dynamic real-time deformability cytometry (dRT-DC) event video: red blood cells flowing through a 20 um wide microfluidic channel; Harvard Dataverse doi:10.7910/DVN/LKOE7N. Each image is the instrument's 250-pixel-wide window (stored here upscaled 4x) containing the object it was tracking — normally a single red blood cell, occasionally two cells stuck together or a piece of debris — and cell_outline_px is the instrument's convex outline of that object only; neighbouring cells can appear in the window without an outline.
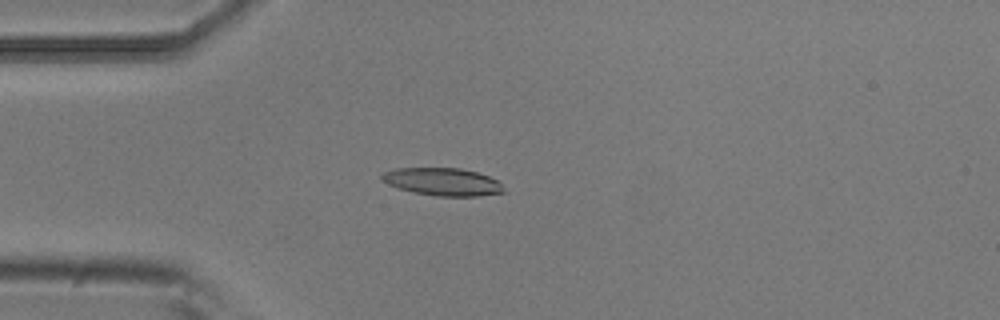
{"species": "common noctule bat (a hibernating species)", "species_latin": "Nyctalus noctula", "temperature_condition": "room temperature", "stored_images_in_passage": 5, "camera_frame_rate_fps": 3000, "um_per_image_px": 0.085, "animal": {"sex": "male", "body_mass_g": 20.5, "forearm_length_mm": 52.5}, "frame": {"image": 1, "passage_image": 4, "time_ms": 1.0, "image_size_px": [1000, 320], "cell_outline_px": [[504, 192], [476, 196], [436, 196], [416, 192], [400, 188], [388, 184], [380, 180], [380, 176], [384, 172], [396, 168], [460, 168], [476, 172], [488, 176], [496, 180], [504, 188]], "centroid_in_image_um": [37.6, 15.44], "position_along_channel_um": 47.4, "area_um2": 19.42}}